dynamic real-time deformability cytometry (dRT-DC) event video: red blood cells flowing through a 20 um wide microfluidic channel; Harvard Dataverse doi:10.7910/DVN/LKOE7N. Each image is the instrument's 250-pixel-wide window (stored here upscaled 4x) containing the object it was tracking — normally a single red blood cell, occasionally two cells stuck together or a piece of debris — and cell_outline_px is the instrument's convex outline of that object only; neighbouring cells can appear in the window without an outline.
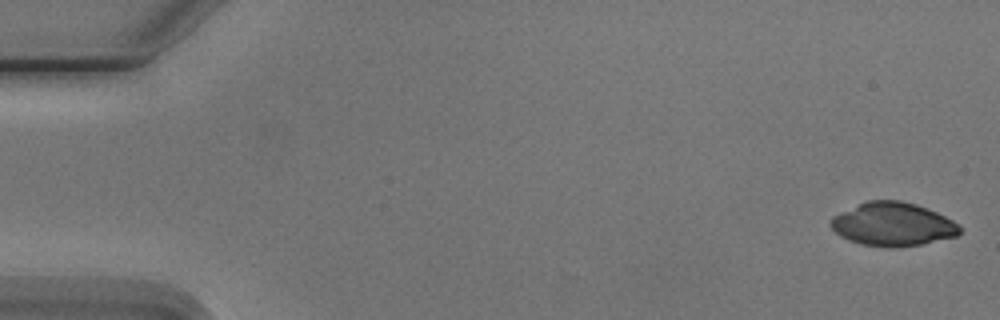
{"species": "Egyptian fruit bat (a non-hibernating species)", "species_latin": "Rousettus aegyptiacus", "temperature_condition": "cold", "stored_images_in_passage": 4, "camera_frame_rate_fps": 3000, "um_per_image_px": 0.085, "animal": {"sex": "male"}, "frame": {"image": 1, "passage_image": 1, "time_ms": 0.0, "image_size_px": [1000, 320], "cell_outline_px": [[964, 228], [956, 236], [920, 244], [896, 248], [888, 248], [860, 244], [848, 240], [840, 236], [828, 224], [832, 216], [868, 200], [900, 200], [916, 204], [928, 208], [960, 224]], "centroid_in_image_um": [75.89, 19.07], "position_along_channel_um": 9.1, "area_um2": 32.89}}